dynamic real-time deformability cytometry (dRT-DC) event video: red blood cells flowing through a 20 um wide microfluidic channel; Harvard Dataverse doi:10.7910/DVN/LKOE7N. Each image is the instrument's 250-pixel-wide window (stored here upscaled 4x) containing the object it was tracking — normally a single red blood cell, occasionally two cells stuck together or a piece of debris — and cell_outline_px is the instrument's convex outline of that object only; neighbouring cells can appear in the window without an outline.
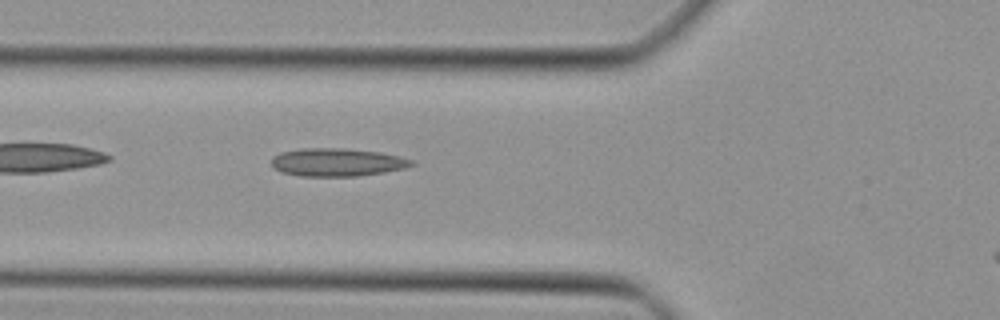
{"species": "Egyptian fruit bat (a non-hibernating species)", "species_latin": "Rousettus aegyptiacus", "temperature_condition": "cold", "stored_images_in_passage": 43, "camera_frame_rate_fps": 3000, "um_per_image_px": 0.085, "animal": {"sex": "female"}, "frame": {"image": 1, "passage_image": 17, "time_ms": 5.333, "image_size_px": [1000, 320], "cell_outline_px": [[416, 164], [404, 168], [384, 172], [356, 176], [300, 176], [280, 172], [272, 168], [272, 156], [280, 152], [304, 148], [344, 148], [380, 152], [400, 156], [412, 160]], "centroid_in_image_um": [28.62, 13.79], "position_along_channel_um": 97.2, "area_um2": 23.0}}
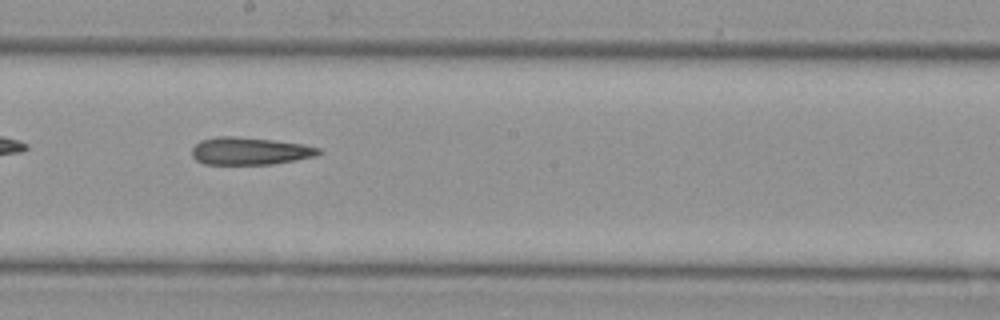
{"frame": {"image": 2, "passage_image": 26, "time_ms": 8.333, "image_size_px": [1000, 320], "cell_outline_px": [[324, 152], [316, 156], [296, 160], [272, 164], [204, 164], [196, 160], [192, 156], [192, 148], [200, 140], [216, 136], [236, 136], [272, 140], [304, 144], [320, 148]], "centroid_in_image_um": [21.25, 12.83], "position_along_channel_um": 227.0, "area_um2": 20.46}}
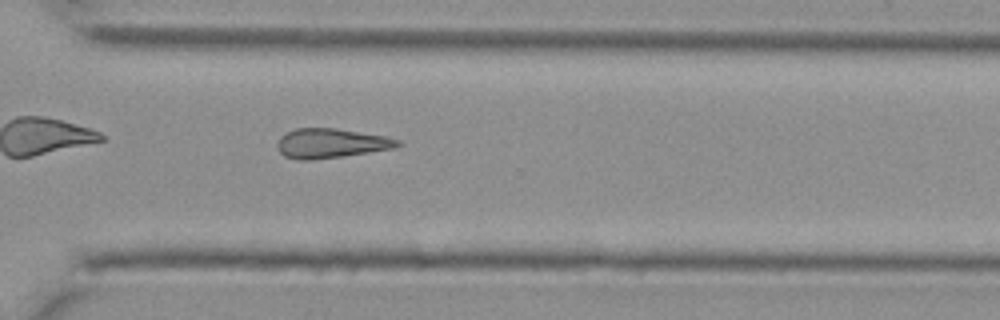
{"frame": {"image": 3, "passage_image": 34, "time_ms": 11.0, "image_size_px": [1000, 320], "cell_outline_px": [[404, 144], [392, 148], [344, 156], [308, 160], [296, 160], [284, 156], [276, 148], [276, 144], [280, 136], [296, 128], [336, 128], [384, 136], [400, 140]], "centroid_in_image_um": [28.09, 12.18], "position_along_channel_um": 342.5, "area_um2": 20.69}}